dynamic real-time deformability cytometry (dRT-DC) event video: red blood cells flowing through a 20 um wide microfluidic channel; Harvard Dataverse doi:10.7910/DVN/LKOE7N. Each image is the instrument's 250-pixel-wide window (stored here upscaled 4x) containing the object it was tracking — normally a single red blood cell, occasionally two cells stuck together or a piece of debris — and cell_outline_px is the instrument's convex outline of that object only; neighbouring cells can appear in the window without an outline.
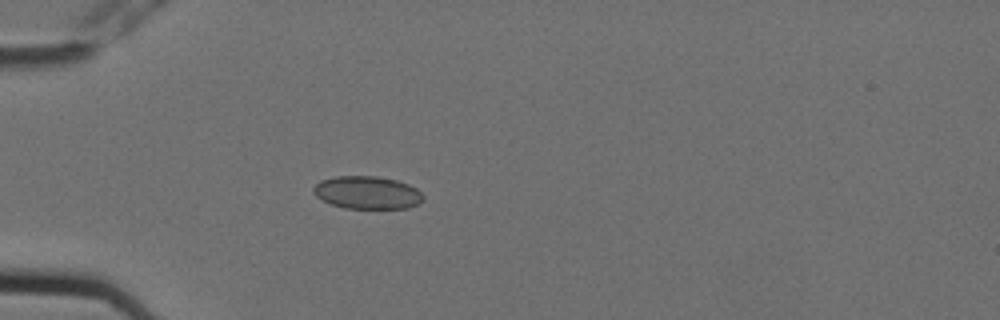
{"species": "Egyptian fruit bat (a non-hibernating species)", "species_latin": "Rousettus aegyptiacus", "temperature_condition": "cold", "stored_images_in_passage": 5, "camera_frame_rate_fps": 3000, "um_per_image_px": 0.085, "animal": {"sex": "female"}, "frame": {"image": 1, "passage_image": 5, "time_ms": 1.333, "image_size_px": [1000, 320], "cell_outline_px": [[424, 200], [420, 204], [408, 208], [344, 208], [332, 204], [316, 196], [312, 192], [312, 188], [320, 180], [336, 176], [376, 176], [396, 180], [408, 184], [416, 188], [424, 196]], "centroid_in_image_um": [31.23, 16.37], "position_along_channel_um": 53.8, "area_um2": 21.04}}